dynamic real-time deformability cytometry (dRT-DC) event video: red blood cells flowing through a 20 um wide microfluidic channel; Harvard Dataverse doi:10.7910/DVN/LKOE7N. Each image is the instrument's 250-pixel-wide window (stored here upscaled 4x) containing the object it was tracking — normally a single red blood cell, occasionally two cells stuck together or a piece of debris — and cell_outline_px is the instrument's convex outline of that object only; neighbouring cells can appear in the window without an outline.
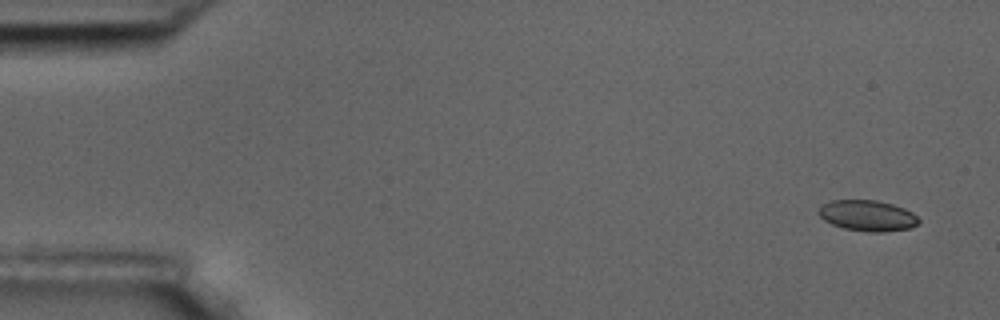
{"species": "common noctule bat (a hibernating species)", "species_latin": "Nyctalus noctula", "temperature_condition": "room temperature", "stored_images_in_passage": 5, "camera_frame_rate_fps": 3000, "um_per_image_px": 0.085, "animal": {"sex": "male", "body_mass_g": 17.5, "forearm_length_mm": 52.3}, "frame": {"image": 1, "passage_image": 1, "time_ms": 0.0, "image_size_px": [1000, 320], "cell_outline_px": [[920, 220], [912, 228], [884, 232], [868, 232], [844, 228], [832, 224], [824, 220], [816, 212], [820, 204], [832, 200], [876, 200], [892, 204], [904, 208], [912, 212]], "centroid_in_image_um": [73.7, 18.32], "position_along_channel_um": 11.3, "area_um2": 18.15}}
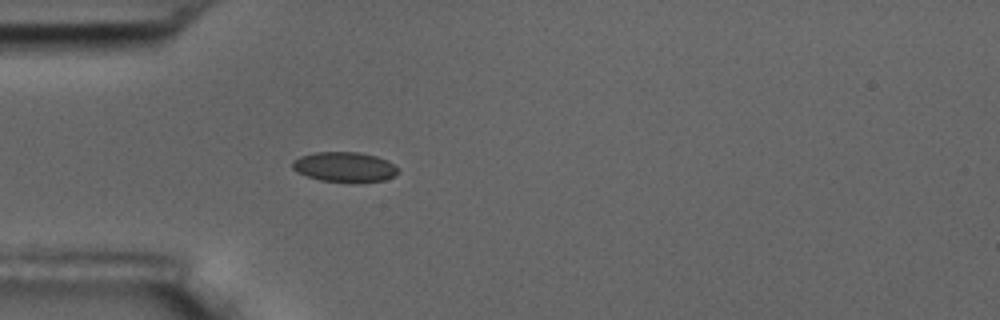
{"frame": {"image": 2, "passage_image": 5, "time_ms": 4.667, "image_size_px": [1000, 320], "cell_outline_px": [[400, 172], [396, 176], [384, 180], [320, 180], [296, 172], [292, 168], [292, 160], [300, 156], [316, 152], [360, 152], [376, 156], [388, 160]], "centroid_in_image_um": [29.27, 14.15], "position_along_channel_um": 55.7, "area_um2": 17.98}}